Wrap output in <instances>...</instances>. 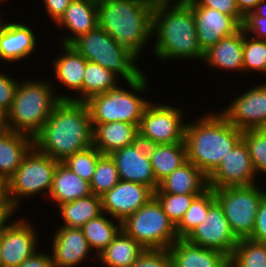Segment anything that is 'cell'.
<instances>
[{"label":"cell","mask_w":266,"mask_h":267,"mask_svg":"<svg viewBox=\"0 0 266 267\" xmlns=\"http://www.w3.org/2000/svg\"><path fill=\"white\" fill-rule=\"evenodd\" d=\"M266 82V81H264ZM243 90L219 112L239 130L266 128V83Z\"/></svg>","instance_id":"7c38bea8"},{"label":"cell","mask_w":266,"mask_h":267,"mask_svg":"<svg viewBox=\"0 0 266 267\" xmlns=\"http://www.w3.org/2000/svg\"><path fill=\"white\" fill-rule=\"evenodd\" d=\"M3 14L4 13L1 14V12H0V21H1L2 18H4Z\"/></svg>","instance_id":"9f6ffc18"},{"label":"cell","mask_w":266,"mask_h":267,"mask_svg":"<svg viewBox=\"0 0 266 267\" xmlns=\"http://www.w3.org/2000/svg\"><path fill=\"white\" fill-rule=\"evenodd\" d=\"M33 145L58 162L91 147L93 126L86 102L61 100L33 137Z\"/></svg>","instance_id":"6da1fadb"},{"label":"cell","mask_w":266,"mask_h":267,"mask_svg":"<svg viewBox=\"0 0 266 267\" xmlns=\"http://www.w3.org/2000/svg\"><path fill=\"white\" fill-rule=\"evenodd\" d=\"M92 194L90 183L73 173L62 162H58L54 172L53 184L46 201L59 206ZM53 201V202H52Z\"/></svg>","instance_id":"4316f807"},{"label":"cell","mask_w":266,"mask_h":267,"mask_svg":"<svg viewBox=\"0 0 266 267\" xmlns=\"http://www.w3.org/2000/svg\"><path fill=\"white\" fill-rule=\"evenodd\" d=\"M154 196V191L141 183L120 180L101 196L102 211L122 222Z\"/></svg>","instance_id":"2e32d148"},{"label":"cell","mask_w":266,"mask_h":267,"mask_svg":"<svg viewBox=\"0 0 266 267\" xmlns=\"http://www.w3.org/2000/svg\"><path fill=\"white\" fill-rule=\"evenodd\" d=\"M45 8V12L49 19L56 23L64 14L65 10L68 8L69 4L73 0H42Z\"/></svg>","instance_id":"bcb514c9"},{"label":"cell","mask_w":266,"mask_h":267,"mask_svg":"<svg viewBox=\"0 0 266 267\" xmlns=\"http://www.w3.org/2000/svg\"><path fill=\"white\" fill-rule=\"evenodd\" d=\"M144 72L137 80L122 83L105 93L92 96L86 104L92 123L127 122L139 127L147 105L152 101L144 97L150 87V80ZM146 92V93H145Z\"/></svg>","instance_id":"8992f818"},{"label":"cell","mask_w":266,"mask_h":267,"mask_svg":"<svg viewBox=\"0 0 266 267\" xmlns=\"http://www.w3.org/2000/svg\"><path fill=\"white\" fill-rule=\"evenodd\" d=\"M187 120L184 142L187 160L209 177L229 151L242 139V130L215 110Z\"/></svg>","instance_id":"7a4b0ae2"},{"label":"cell","mask_w":266,"mask_h":267,"mask_svg":"<svg viewBox=\"0 0 266 267\" xmlns=\"http://www.w3.org/2000/svg\"><path fill=\"white\" fill-rule=\"evenodd\" d=\"M130 267H172L168 249L145 250Z\"/></svg>","instance_id":"60d3db41"},{"label":"cell","mask_w":266,"mask_h":267,"mask_svg":"<svg viewBox=\"0 0 266 267\" xmlns=\"http://www.w3.org/2000/svg\"><path fill=\"white\" fill-rule=\"evenodd\" d=\"M103 154L93 145L83 151L67 157L62 163L80 178L90 182L97 166L98 159Z\"/></svg>","instance_id":"f35d334b"},{"label":"cell","mask_w":266,"mask_h":267,"mask_svg":"<svg viewBox=\"0 0 266 267\" xmlns=\"http://www.w3.org/2000/svg\"><path fill=\"white\" fill-rule=\"evenodd\" d=\"M172 267H229V257L214 249L176 240L168 249Z\"/></svg>","instance_id":"cb8c5ba5"},{"label":"cell","mask_w":266,"mask_h":267,"mask_svg":"<svg viewBox=\"0 0 266 267\" xmlns=\"http://www.w3.org/2000/svg\"><path fill=\"white\" fill-rule=\"evenodd\" d=\"M3 1L6 3V0H0V5L3 4Z\"/></svg>","instance_id":"6f0895ef"},{"label":"cell","mask_w":266,"mask_h":267,"mask_svg":"<svg viewBox=\"0 0 266 267\" xmlns=\"http://www.w3.org/2000/svg\"><path fill=\"white\" fill-rule=\"evenodd\" d=\"M116 164L119 179L144 184L155 191L159 183L154 176L148 146L141 140L110 154Z\"/></svg>","instance_id":"e0dca14e"},{"label":"cell","mask_w":266,"mask_h":267,"mask_svg":"<svg viewBox=\"0 0 266 267\" xmlns=\"http://www.w3.org/2000/svg\"><path fill=\"white\" fill-rule=\"evenodd\" d=\"M17 213L13 206H0V233L13 220L14 215H18Z\"/></svg>","instance_id":"681fc988"},{"label":"cell","mask_w":266,"mask_h":267,"mask_svg":"<svg viewBox=\"0 0 266 267\" xmlns=\"http://www.w3.org/2000/svg\"><path fill=\"white\" fill-rule=\"evenodd\" d=\"M51 238L50 249L54 267H78L86 263L93 253L81 228L60 226ZM86 260V261H85ZM85 261V262H84Z\"/></svg>","instance_id":"d6986e66"},{"label":"cell","mask_w":266,"mask_h":267,"mask_svg":"<svg viewBox=\"0 0 266 267\" xmlns=\"http://www.w3.org/2000/svg\"><path fill=\"white\" fill-rule=\"evenodd\" d=\"M148 154L158 183L187 161L185 142L149 145Z\"/></svg>","instance_id":"f546056e"},{"label":"cell","mask_w":266,"mask_h":267,"mask_svg":"<svg viewBox=\"0 0 266 267\" xmlns=\"http://www.w3.org/2000/svg\"><path fill=\"white\" fill-rule=\"evenodd\" d=\"M0 267H3V262L1 258V233H0Z\"/></svg>","instance_id":"11a10c76"},{"label":"cell","mask_w":266,"mask_h":267,"mask_svg":"<svg viewBox=\"0 0 266 267\" xmlns=\"http://www.w3.org/2000/svg\"><path fill=\"white\" fill-rule=\"evenodd\" d=\"M208 188V177L187 160L164 178L154 193L202 194Z\"/></svg>","instance_id":"484cf974"},{"label":"cell","mask_w":266,"mask_h":267,"mask_svg":"<svg viewBox=\"0 0 266 267\" xmlns=\"http://www.w3.org/2000/svg\"><path fill=\"white\" fill-rule=\"evenodd\" d=\"M70 46L87 61L95 62L121 77L122 83L124 80L135 81L144 73L145 69H140L137 64L139 58L99 26L75 39Z\"/></svg>","instance_id":"52a82bcc"},{"label":"cell","mask_w":266,"mask_h":267,"mask_svg":"<svg viewBox=\"0 0 266 267\" xmlns=\"http://www.w3.org/2000/svg\"><path fill=\"white\" fill-rule=\"evenodd\" d=\"M23 217L18 216L17 220L14 217L1 232L3 267H17L39 250V228L27 217Z\"/></svg>","instance_id":"4fadbf2b"},{"label":"cell","mask_w":266,"mask_h":267,"mask_svg":"<svg viewBox=\"0 0 266 267\" xmlns=\"http://www.w3.org/2000/svg\"><path fill=\"white\" fill-rule=\"evenodd\" d=\"M56 50L60 52L50 66L55 75L54 80L63 85L65 91L68 89L69 93L75 92L73 101L82 102V83L87 60L70 45L59 43Z\"/></svg>","instance_id":"44dd1931"},{"label":"cell","mask_w":266,"mask_h":267,"mask_svg":"<svg viewBox=\"0 0 266 267\" xmlns=\"http://www.w3.org/2000/svg\"><path fill=\"white\" fill-rule=\"evenodd\" d=\"M216 202L214 190L208 188L202 194L196 196L184 217L176 226V234L179 239H185L205 219L208 209Z\"/></svg>","instance_id":"836d02e7"},{"label":"cell","mask_w":266,"mask_h":267,"mask_svg":"<svg viewBox=\"0 0 266 267\" xmlns=\"http://www.w3.org/2000/svg\"><path fill=\"white\" fill-rule=\"evenodd\" d=\"M52 81L49 78L20 79L11 107L6 113V125L9 130L34 137L61 100L73 101L72 93H56L57 85L55 86L56 83Z\"/></svg>","instance_id":"277c9868"},{"label":"cell","mask_w":266,"mask_h":267,"mask_svg":"<svg viewBox=\"0 0 266 267\" xmlns=\"http://www.w3.org/2000/svg\"><path fill=\"white\" fill-rule=\"evenodd\" d=\"M145 249L121 230L114 240L97 256L105 267H130Z\"/></svg>","instance_id":"f1b7e54d"},{"label":"cell","mask_w":266,"mask_h":267,"mask_svg":"<svg viewBox=\"0 0 266 267\" xmlns=\"http://www.w3.org/2000/svg\"><path fill=\"white\" fill-rule=\"evenodd\" d=\"M152 39L151 51L159 62L179 59L203 61L204 52L198 43L195 17L188 4L152 13Z\"/></svg>","instance_id":"3957f363"},{"label":"cell","mask_w":266,"mask_h":267,"mask_svg":"<svg viewBox=\"0 0 266 267\" xmlns=\"http://www.w3.org/2000/svg\"><path fill=\"white\" fill-rule=\"evenodd\" d=\"M249 149L241 139L228 154L221 159L216 170L208 177V187L221 189L225 187L250 186L256 184Z\"/></svg>","instance_id":"5bb4252c"},{"label":"cell","mask_w":266,"mask_h":267,"mask_svg":"<svg viewBox=\"0 0 266 267\" xmlns=\"http://www.w3.org/2000/svg\"><path fill=\"white\" fill-rule=\"evenodd\" d=\"M121 81V78L109 69L95 62L87 61L82 83V102L88 101L92 96L114 89Z\"/></svg>","instance_id":"d6a6232c"},{"label":"cell","mask_w":266,"mask_h":267,"mask_svg":"<svg viewBox=\"0 0 266 267\" xmlns=\"http://www.w3.org/2000/svg\"><path fill=\"white\" fill-rule=\"evenodd\" d=\"M4 72V69L0 70V111L6 114L11 107L20 80Z\"/></svg>","instance_id":"b9f144b4"},{"label":"cell","mask_w":266,"mask_h":267,"mask_svg":"<svg viewBox=\"0 0 266 267\" xmlns=\"http://www.w3.org/2000/svg\"><path fill=\"white\" fill-rule=\"evenodd\" d=\"M244 29L231 36L220 39L214 46L204 52L203 61L213 70L232 71L236 74L243 71Z\"/></svg>","instance_id":"603a6c76"},{"label":"cell","mask_w":266,"mask_h":267,"mask_svg":"<svg viewBox=\"0 0 266 267\" xmlns=\"http://www.w3.org/2000/svg\"><path fill=\"white\" fill-rule=\"evenodd\" d=\"M242 28L252 38L266 40V18L250 12L244 17Z\"/></svg>","instance_id":"ee69618b"},{"label":"cell","mask_w":266,"mask_h":267,"mask_svg":"<svg viewBox=\"0 0 266 267\" xmlns=\"http://www.w3.org/2000/svg\"><path fill=\"white\" fill-rule=\"evenodd\" d=\"M160 101L152 100L145 108L138 127L139 140L147 146L184 142L187 114L181 106Z\"/></svg>","instance_id":"8fae6325"},{"label":"cell","mask_w":266,"mask_h":267,"mask_svg":"<svg viewBox=\"0 0 266 267\" xmlns=\"http://www.w3.org/2000/svg\"><path fill=\"white\" fill-rule=\"evenodd\" d=\"M7 129L8 128L6 125V114L0 111V135L4 133Z\"/></svg>","instance_id":"db71d44e"},{"label":"cell","mask_w":266,"mask_h":267,"mask_svg":"<svg viewBox=\"0 0 266 267\" xmlns=\"http://www.w3.org/2000/svg\"><path fill=\"white\" fill-rule=\"evenodd\" d=\"M200 194H170V193H154V197L160 203L163 212L168 216L169 220L175 225L184 217L189 209L193 199Z\"/></svg>","instance_id":"ab89813d"},{"label":"cell","mask_w":266,"mask_h":267,"mask_svg":"<svg viewBox=\"0 0 266 267\" xmlns=\"http://www.w3.org/2000/svg\"><path fill=\"white\" fill-rule=\"evenodd\" d=\"M243 72L244 74L262 73L266 75V40H258L247 35L244 31L243 44ZM261 73V74H260Z\"/></svg>","instance_id":"8d00e7d4"},{"label":"cell","mask_w":266,"mask_h":267,"mask_svg":"<svg viewBox=\"0 0 266 267\" xmlns=\"http://www.w3.org/2000/svg\"><path fill=\"white\" fill-rule=\"evenodd\" d=\"M93 146L103 155L131 145L139 140L138 126L127 122L92 123Z\"/></svg>","instance_id":"d4e9b609"},{"label":"cell","mask_w":266,"mask_h":267,"mask_svg":"<svg viewBox=\"0 0 266 267\" xmlns=\"http://www.w3.org/2000/svg\"><path fill=\"white\" fill-rule=\"evenodd\" d=\"M229 267H266V244L239 239L229 258Z\"/></svg>","instance_id":"e575fe53"},{"label":"cell","mask_w":266,"mask_h":267,"mask_svg":"<svg viewBox=\"0 0 266 267\" xmlns=\"http://www.w3.org/2000/svg\"><path fill=\"white\" fill-rule=\"evenodd\" d=\"M151 13L163 9L179 8L185 6L188 0H140Z\"/></svg>","instance_id":"c3c4849f"},{"label":"cell","mask_w":266,"mask_h":267,"mask_svg":"<svg viewBox=\"0 0 266 267\" xmlns=\"http://www.w3.org/2000/svg\"><path fill=\"white\" fill-rule=\"evenodd\" d=\"M200 7H208L225 15L233 16L241 25L244 16L239 12L235 0H194Z\"/></svg>","instance_id":"7bdbcfd3"},{"label":"cell","mask_w":266,"mask_h":267,"mask_svg":"<svg viewBox=\"0 0 266 267\" xmlns=\"http://www.w3.org/2000/svg\"><path fill=\"white\" fill-rule=\"evenodd\" d=\"M58 161L40 152L34 145L24 156L21 165L7 180L8 201L19 212L26 198L38 196L47 200L53 184Z\"/></svg>","instance_id":"ba28073f"},{"label":"cell","mask_w":266,"mask_h":267,"mask_svg":"<svg viewBox=\"0 0 266 267\" xmlns=\"http://www.w3.org/2000/svg\"><path fill=\"white\" fill-rule=\"evenodd\" d=\"M54 25L69 32L58 38V43L70 45L75 39L98 26L97 1L73 0Z\"/></svg>","instance_id":"7402d4cb"},{"label":"cell","mask_w":266,"mask_h":267,"mask_svg":"<svg viewBox=\"0 0 266 267\" xmlns=\"http://www.w3.org/2000/svg\"><path fill=\"white\" fill-rule=\"evenodd\" d=\"M122 230L145 250L169 249L179 239L175 225L154 196L122 221Z\"/></svg>","instance_id":"9c48e42d"},{"label":"cell","mask_w":266,"mask_h":267,"mask_svg":"<svg viewBox=\"0 0 266 267\" xmlns=\"http://www.w3.org/2000/svg\"><path fill=\"white\" fill-rule=\"evenodd\" d=\"M19 22V23H18ZM22 21H0V61L7 65L23 61L37 52L39 42L35 30ZM37 48V49H36ZM1 63V62H0Z\"/></svg>","instance_id":"ffe728a7"},{"label":"cell","mask_w":266,"mask_h":267,"mask_svg":"<svg viewBox=\"0 0 266 267\" xmlns=\"http://www.w3.org/2000/svg\"><path fill=\"white\" fill-rule=\"evenodd\" d=\"M256 16H261L266 18V0H261V2L252 11Z\"/></svg>","instance_id":"f5cc1de1"},{"label":"cell","mask_w":266,"mask_h":267,"mask_svg":"<svg viewBox=\"0 0 266 267\" xmlns=\"http://www.w3.org/2000/svg\"><path fill=\"white\" fill-rule=\"evenodd\" d=\"M213 190L236 238L248 239L254 230L258 208L266 190L259 184Z\"/></svg>","instance_id":"30bf717a"},{"label":"cell","mask_w":266,"mask_h":267,"mask_svg":"<svg viewBox=\"0 0 266 267\" xmlns=\"http://www.w3.org/2000/svg\"><path fill=\"white\" fill-rule=\"evenodd\" d=\"M242 139L246 143L254 171L258 175H266V128L247 129L242 132Z\"/></svg>","instance_id":"74e56055"},{"label":"cell","mask_w":266,"mask_h":267,"mask_svg":"<svg viewBox=\"0 0 266 267\" xmlns=\"http://www.w3.org/2000/svg\"><path fill=\"white\" fill-rule=\"evenodd\" d=\"M81 229L89 247L98 256L122 230V222L103 212L84 224Z\"/></svg>","instance_id":"1f68e13d"},{"label":"cell","mask_w":266,"mask_h":267,"mask_svg":"<svg viewBox=\"0 0 266 267\" xmlns=\"http://www.w3.org/2000/svg\"><path fill=\"white\" fill-rule=\"evenodd\" d=\"M58 217L60 216L62 225L70 228H81L91 219H94L103 213L101 196L91 194L84 198H78L75 201L61 204L57 207ZM64 223V224H63Z\"/></svg>","instance_id":"4dcf8cb0"},{"label":"cell","mask_w":266,"mask_h":267,"mask_svg":"<svg viewBox=\"0 0 266 267\" xmlns=\"http://www.w3.org/2000/svg\"><path fill=\"white\" fill-rule=\"evenodd\" d=\"M97 18L100 28L139 59L152 41V13L140 0L97 1Z\"/></svg>","instance_id":"5b68a950"},{"label":"cell","mask_w":266,"mask_h":267,"mask_svg":"<svg viewBox=\"0 0 266 267\" xmlns=\"http://www.w3.org/2000/svg\"><path fill=\"white\" fill-rule=\"evenodd\" d=\"M33 146V137L7 129L0 135V178L6 181L15 173L26 153Z\"/></svg>","instance_id":"83f0119b"},{"label":"cell","mask_w":266,"mask_h":267,"mask_svg":"<svg viewBox=\"0 0 266 267\" xmlns=\"http://www.w3.org/2000/svg\"><path fill=\"white\" fill-rule=\"evenodd\" d=\"M239 12L245 17L252 12L261 0H235Z\"/></svg>","instance_id":"f907efd6"},{"label":"cell","mask_w":266,"mask_h":267,"mask_svg":"<svg viewBox=\"0 0 266 267\" xmlns=\"http://www.w3.org/2000/svg\"><path fill=\"white\" fill-rule=\"evenodd\" d=\"M185 239L192 244L222 252L229 258L238 243L217 201L208 209L203 222Z\"/></svg>","instance_id":"9a60e30c"},{"label":"cell","mask_w":266,"mask_h":267,"mask_svg":"<svg viewBox=\"0 0 266 267\" xmlns=\"http://www.w3.org/2000/svg\"><path fill=\"white\" fill-rule=\"evenodd\" d=\"M0 206H12L8 201L7 181L3 178H0Z\"/></svg>","instance_id":"816d5d0a"},{"label":"cell","mask_w":266,"mask_h":267,"mask_svg":"<svg viewBox=\"0 0 266 267\" xmlns=\"http://www.w3.org/2000/svg\"><path fill=\"white\" fill-rule=\"evenodd\" d=\"M120 181L116 164L110 155H102L97 162L96 169L90 183L91 192L102 196Z\"/></svg>","instance_id":"d590c367"},{"label":"cell","mask_w":266,"mask_h":267,"mask_svg":"<svg viewBox=\"0 0 266 267\" xmlns=\"http://www.w3.org/2000/svg\"><path fill=\"white\" fill-rule=\"evenodd\" d=\"M17 267H54V265L50 253L39 249Z\"/></svg>","instance_id":"7dc6e473"},{"label":"cell","mask_w":266,"mask_h":267,"mask_svg":"<svg viewBox=\"0 0 266 267\" xmlns=\"http://www.w3.org/2000/svg\"><path fill=\"white\" fill-rule=\"evenodd\" d=\"M195 17L197 39L203 52L214 46L220 39L238 32L242 25L233 17L217 10L200 7L194 0H188Z\"/></svg>","instance_id":"ac0fdd59"},{"label":"cell","mask_w":266,"mask_h":267,"mask_svg":"<svg viewBox=\"0 0 266 267\" xmlns=\"http://www.w3.org/2000/svg\"><path fill=\"white\" fill-rule=\"evenodd\" d=\"M248 239L266 244V195L262 198V201L259 205L255 227Z\"/></svg>","instance_id":"f6af8a7d"}]
</instances>
